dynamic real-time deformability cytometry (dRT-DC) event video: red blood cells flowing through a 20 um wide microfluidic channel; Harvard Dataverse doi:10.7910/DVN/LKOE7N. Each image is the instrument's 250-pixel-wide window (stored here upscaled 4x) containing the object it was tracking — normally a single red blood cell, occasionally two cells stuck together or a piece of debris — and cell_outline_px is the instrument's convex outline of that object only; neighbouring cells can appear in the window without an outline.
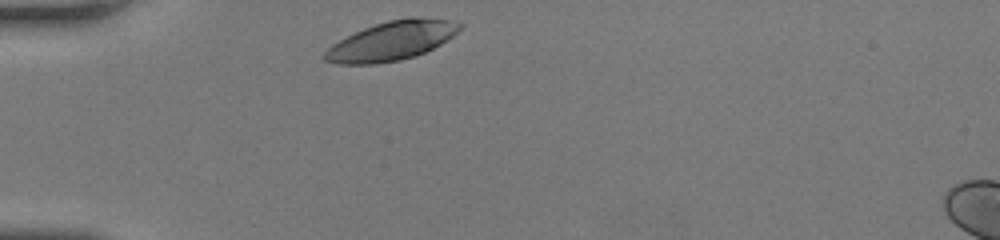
{"species": "human", "species_latin": "Homo sapiens", "temperature_condition": "room temperature", "stored_images_in_passage": 27, "camera_frame_rate_fps": 3000, "um_per_image_px": 0.085, "donor": {"sex": "female"}, "frame": {"image": 1, "passage_image": 1, "time_ms": 0.0, "image_size_px": [1000, 240], "cell_outline_px": [[464, 24], [452, 36], [440, 44], [424, 52], [400, 60], [376, 64], [336, 64], [324, 60], [324, 52], [332, 44], [364, 28], [388, 20], [412, 16], [452, 20]], "centroid_in_image_um": [33.29, 3.46], "position_along_channel_um": 51.7, "area_um2": 30.46}}
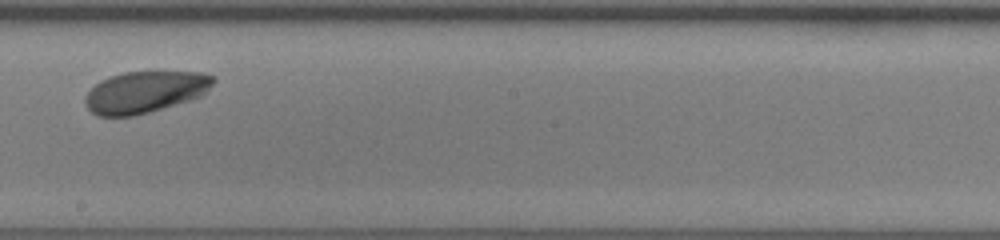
{"frame": {"image": 2, "passage_image": 16, "time_ms": 5.0, "image_size_px": [1000, 240], "cell_outline_px": [[216, 80], [200, 96], [192, 100], [148, 112], [132, 116], [96, 116], [84, 104], [84, 100], [88, 92], [100, 80], [108, 76], [124, 72], [204, 72], [216, 76]], "centroid_in_image_um": [12.33, 7.81], "position_along_channel_um": 235.9, "area_um2": 31.1}}
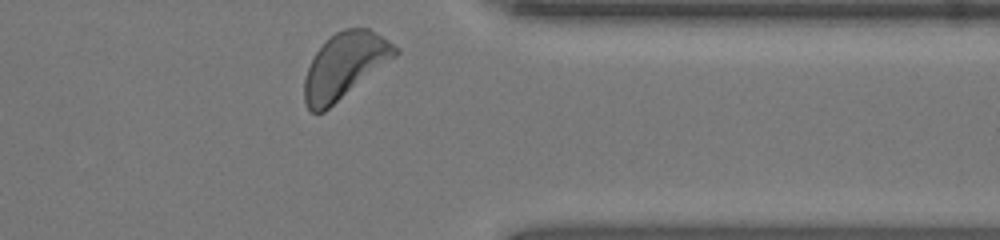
{"frame": {"image": 3, "passage_image": 27, "time_ms": 8.667, "image_size_px": [1000, 240], "cell_outline_px": [[400, 52], [396, 56], [324, 112], [312, 112], [308, 108], [304, 100], [304, 80], [308, 68], [316, 52], [336, 32], [344, 28], [368, 28], [388, 40], [400, 48]], "centroid_in_image_um": [29.31, 5.58], "position_along_channel_um": 382.1, "area_um2": 34.16}, "authors_computed_cell_mechanics": {"area_um2": 31.6744, "velocity_mm_per_s": 4.1159, "shape_relaxation_time_tau1_ms": 2.1288, "shape_relaxation_time_tau2_ms": null, "deformation_change_tau1": 0.1162, "deformation_change_tau2": null}}